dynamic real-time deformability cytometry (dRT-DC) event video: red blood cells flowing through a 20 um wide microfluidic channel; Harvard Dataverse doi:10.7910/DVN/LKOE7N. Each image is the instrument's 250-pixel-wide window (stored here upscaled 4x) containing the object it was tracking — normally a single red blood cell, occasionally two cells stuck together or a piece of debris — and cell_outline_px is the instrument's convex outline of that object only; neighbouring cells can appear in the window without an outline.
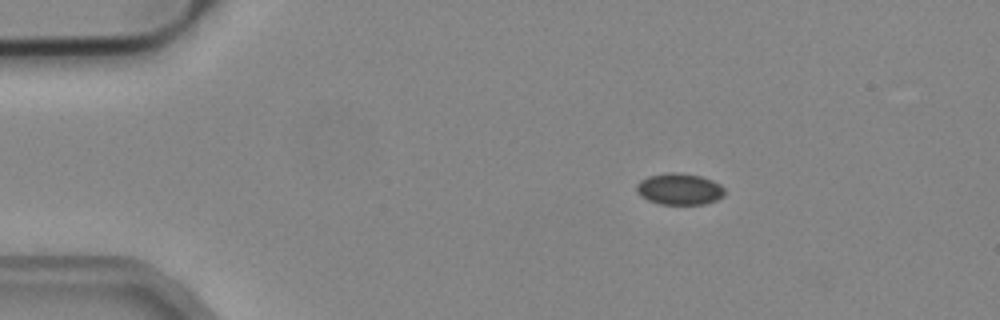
{"species": "common noctule bat (a hibernating species)", "species_latin": "Nyctalus noctula", "temperature_condition": "cold", "stored_images_in_passage": 3, "camera_frame_rate_fps": 3000, "um_per_image_px": 0.085, "animal": {"sex": "male", "body_mass_g": 19.2, "forearm_length_mm": 51.8}, "frame": {"image": 1, "passage_image": 1, "time_ms": 0.0, "image_size_px": [1000, 320], "cell_outline_px": [[724, 196], [716, 200], [704, 204], [660, 204], [648, 200], [640, 196], [636, 192], [636, 184], [640, 180], [648, 176], [668, 172], [676, 172], [700, 176], [712, 180], [720, 184], [724, 188]], "centroid_in_image_um": [57.73, 16.07], "position_along_channel_um": 27.3, "area_um2": 16.24}}
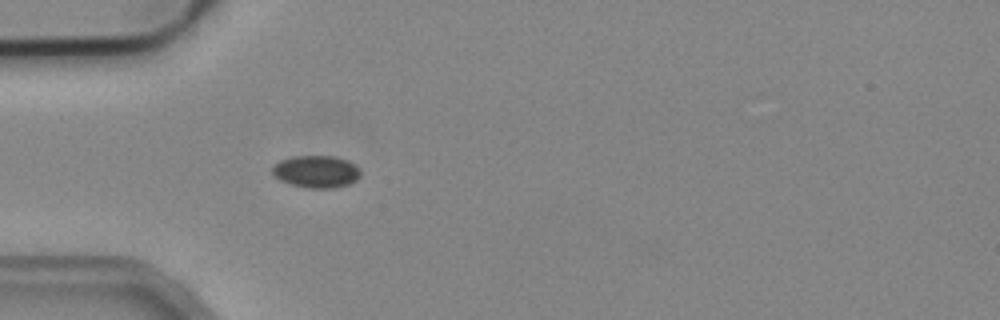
{"frame": {"image": 2, "passage_image": 3, "time_ms": 0.667, "image_size_px": [1000, 320], "cell_outline_px": [[360, 176], [356, 180], [348, 184], [332, 188], [308, 188], [288, 184], [272, 176], [272, 168], [280, 160], [292, 156], [332, 156], [348, 160], [360, 172]], "centroid_in_image_um": [26.83, 14.59], "position_along_channel_um": 58.2, "area_um2": 16.53}}